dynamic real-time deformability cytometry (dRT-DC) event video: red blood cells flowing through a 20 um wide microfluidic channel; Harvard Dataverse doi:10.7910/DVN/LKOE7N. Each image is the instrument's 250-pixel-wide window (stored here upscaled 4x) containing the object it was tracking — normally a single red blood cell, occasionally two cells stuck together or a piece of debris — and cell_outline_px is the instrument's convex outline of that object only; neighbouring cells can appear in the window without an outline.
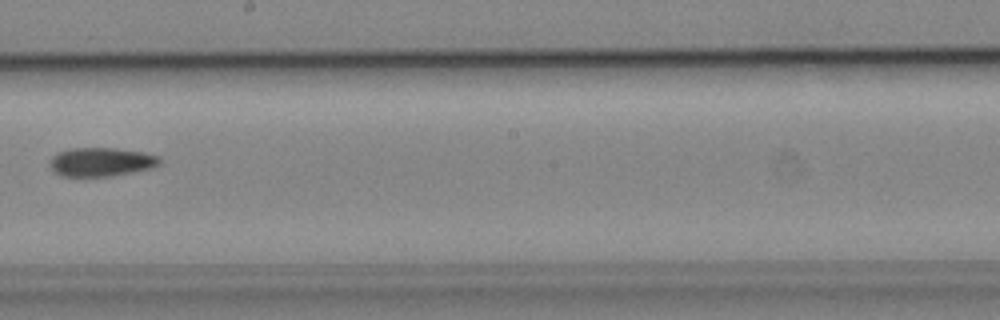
{"species": "common noctule bat (a hibernating species)", "species_latin": "Nyctalus noctula", "temperature_condition": "cold", "stored_images_in_passage": 9, "camera_frame_rate_fps": 3000, "um_per_image_px": 0.085, "animal": {"sex": "male", "body_mass_g": 19.2, "forearm_length_mm": 51.8}, "frame": {"image": 1, "passage_image": 9, "time_ms": 2.667, "image_size_px": [1000, 320], "cell_outline_px": [[160, 164], [152, 168], [112, 176], [60, 176], [48, 164], [52, 156], [56, 152], [72, 148], [116, 148], [144, 152], [160, 156]], "centroid_in_image_um": [8.6, 13.75], "position_along_channel_um": 239.6, "area_um2": 18.55}}